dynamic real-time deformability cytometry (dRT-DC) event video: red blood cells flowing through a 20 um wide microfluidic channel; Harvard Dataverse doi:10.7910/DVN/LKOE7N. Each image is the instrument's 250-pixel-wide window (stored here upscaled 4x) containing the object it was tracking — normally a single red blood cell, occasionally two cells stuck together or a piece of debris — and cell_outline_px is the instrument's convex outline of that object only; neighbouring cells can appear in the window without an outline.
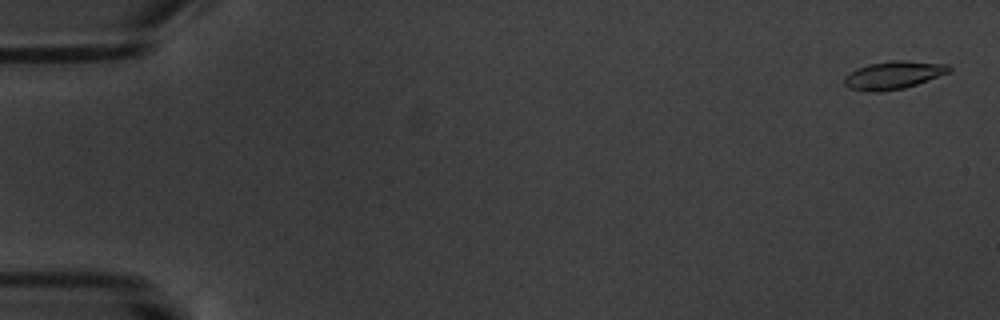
{"species": "common noctule bat (a hibernating species)", "species_latin": "Nyctalus noctula", "temperature_condition": "warm", "stored_images_in_passage": 5, "camera_frame_rate_fps": 3000, "um_per_image_px": 0.085, "animal": {"sex": "male", "body_mass_g": 20.1, "forearm_length_mm": 53.5}, "frame": {"image": 1, "passage_image": 1, "time_ms": 0.0, "image_size_px": [1000, 320], "cell_outline_px": [[952, 68], [948, 72], [928, 80], [904, 88], [876, 92], [868, 92], [848, 88], [844, 84], [844, 76], [856, 68], [868, 64], [892, 60], [904, 60], [948, 64]], "centroid_in_image_um": [75.9, 6.38], "position_along_channel_um": 9.1, "area_um2": 17.05}}
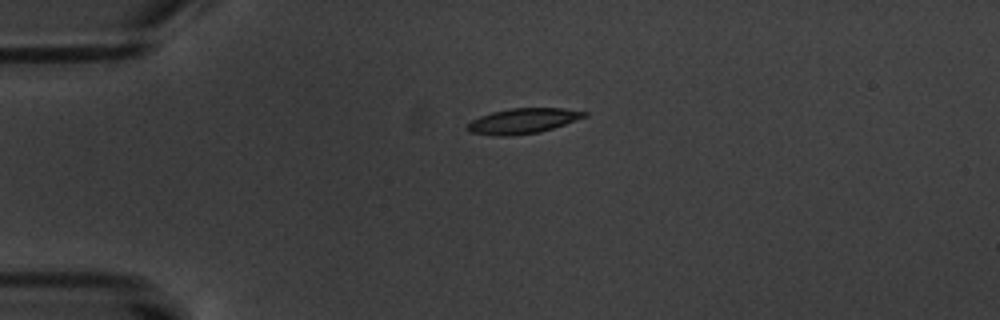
{"frame": {"image": 2, "passage_image": 4, "time_ms": 4.333, "image_size_px": [1000, 320], "cell_outline_px": [[588, 116], [540, 132], [508, 136], [496, 136], [468, 132], [464, 128], [472, 120], [480, 116], [492, 112], [512, 108], [564, 108], [588, 112]], "centroid_in_image_um": [44.42, 10.28], "position_along_channel_um": 40.6, "area_um2": 17.22}}